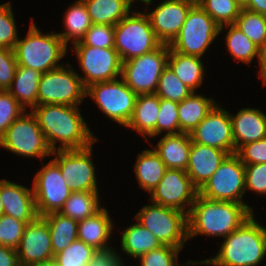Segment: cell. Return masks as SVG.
Returning <instances> with one entry per match:
<instances>
[{"instance_id": "1", "label": "cell", "mask_w": 266, "mask_h": 266, "mask_svg": "<svg viewBox=\"0 0 266 266\" xmlns=\"http://www.w3.org/2000/svg\"><path fill=\"white\" fill-rule=\"evenodd\" d=\"M30 110L52 151L84 149L99 140L87 126L78 106L42 104ZM58 142L61 144L57 148Z\"/></svg>"}, {"instance_id": "2", "label": "cell", "mask_w": 266, "mask_h": 266, "mask_svg": "<svg viewBox=\"0 0 266 266\" xmlns=\"http://www.w3.org/2000/svg\"><path fill=\"white\" fill-rule=\"evenodd\" d=\"M249 204L206 199L199 194L187 215L188 239L199 235L227 237L249 219Z\"/></svg>"}, {"instance_id": "3", "label": "cell", "mask_w": 266, "mask_h": 266, "mask_svg": "<svg viewBox=\"0 0 266 266\" xmlns=\"http://www.w3.org/2000/svg\"><path fill=\"white\" fill-rule=\"evenodd\" d=\"M254 215L223 238L215 256L198 265L258 266L266 256V227Z\"/></svg>"}, {"instance_id": "4", "label": "cell", "mask_w": 266, "mask_h": 266, "mask_svg": "<svg viewBox=\"0 0 266 266\" xmlns=\"http://www.w3.org/2000/svg\"><path fill=\"white\" fill-rule=\"evenodd\" d=\"M31 19L27 35L25 38L19 37L13 49L17 64L42 73L63 66L64 62L60 60L68 53L67 45L57 32H41Z\"/></svg>"}, {"instance_id": "5", "label": "cell", "mask_w": 266, "mask_h": 266, "mask_svg": "<svg viewBox=\"0 0 266 266\" xmlns=\"http://www.w3.org/2000/svg\"><path fill=\"white\" fill-rule=\"evenodd\" d=\"M114 48L122 62L157 49L162 42L156 37L148 15L131 11L115 26Z\"/></svg>"}, {"instance_id": "6", "label": "cell", "mask_w": 266, "mask_h": 266, "mask_svg": "<svg viewBox=\"0 0 266 266\" xmlns=\"http://www.w3.org/2000/svg\"><path fill=\"white\" fill-rule=\"evenodd\" d=\"M144 205L136 214L143 227L153 233L162 245L184 248L188 239L187 214L160 204Z\"/></svg>"}, {"instance_id": "7", "label": "cell", "mask_w": 266, "mask_h": 266, "mask_svg": "<svg viewBox=\"0 0 266 266\" xmlns=\"http://www.w3.org/2000/svg\"><path fill=\"white\" fill-rule=\"evenodd\" d=\"M0 147L23 158H39L42 165L44 158L53 152L36 117L27 110L4 132L0 138Z\"/></svg>"}, {"instance_id": "8", "label": "cell", "mask_w": 266, "mask_h": 266, "mask_svg": "<svg viewBox=\"0 0 266 266\" xmlns=\"http://www.w3.org/2000/svg\"><path fill=\"white\" fill-rule=\"evenodd\" d=\"M220 26L197 3L188 12L179 34L169 44L175 52L203 57L217 39Z\"/></svg>"}, {"instance_id": "9", "label": "cell", "mask_w": 266, "mask_h": 266, "mask_svg": "<svg viewBox=\"0 0 266 266\" xmlns=\"http://www.w3.org/2000/svg\"><path fill=\"white\" fill-rule=\"evenodd\" d=\"M42 74L37 105L64 104L79 106L86 98V87L71 64ZM84 99V100H83Z\"/></svg>"}, {"instance_id": "10", "label": "cell", "mask_w": 266, "mask_h": 266, "mask_svg": "<svg viewBox=\"0 0 266 266\" xmlns=\"http://www.w3.org/2000/svg\"><path fill=\"white\" fill-rule=\"evenodd\" d=\"M91 97L106 118L126 127L132 117L137 94L120 77L97 82L86 87V97Z\"/></svg>"}, {"instance_id": "11", "label": "cell", "mask_w": 266, "mask_h": 266, "mask_svg": "<svg viewBox=\"0 0 266 266\" xmlns=\"http://www.w3.org/2000/svg\"><path fill=\"white\" fill-rule=\"evenodd\" d=\"M169 44L122 63L121 78L137 94L155 93L167 67Z\"/></svg>"}, {"instance_id": "12", "label": "cell", "mask_w": 266, "mask_h": 266, "mask_svg": "<svg viewBox=\"0 0 266 266\" xmlns=\"http://www.w3.org/2000/svg\"><path fill=\"white\" fill-rule=\"evenodd\" d=\"M245 164L229 154L215 173L199 189V195L210 200L245 203Z\"/></svg>"}, {"instance_id": "13", "label": "cell", "mask_w": 266, "mask_h": 266, "mask_svg": "<svg viewBox=\"0 0 266 266\" xmlns=\"http://www.w3.org/2000/svg\"><path fill=\"white\" fill-rule=\"evenodd\" d=\"M80 76L85 87L97 82L111 81L121 77L122 60L115 48H99L83 45L80 41L73 44Z\"/></svg>"}, {"instance_id": "14", "label": "cell", "mask_w": 266, "mask_h": 266, "mask_svg": "<svg viewBox=\"0 0 266 266\" xmlns=\"http://www.w3.org/2000/svg\"><path fill=\"white\" fill-rule=\"evenodd\" d=\"M34 176L32 189L38 216L59 212L72 192L59 166L50 160Z\"/></svg>"}, {"instance_id": "15", "label": "cell", "mask_w": 266, "mask_h": 266, "mask_svg": "<svg viewBox=\"0 0 266 266\" xmlns=\"http://www.w3.org/2000/svg\"><path fill=\"white\" fill-rule=\"evenodd\" d=\"M93 145L79 150H57L52 160L59 166L61 174L74 191L98 192L95 165L92 161Z\"/></svg>"}, {"instance_id": "16", "label": "cell", "mask_w": 266, "mask_h": 266, "mask_svg": "<svg viewBox=\"0 0 266 266\" xmlns=\"http://www.w3.org/2000/svg\"><path fill=\"white\" fill-rule=\"evenodd\" d=\"M149 194L151 202L180 210L188 215L199 189L185 170L167 169L161 181ZM187 206L189 207L186 208Z\"/></svg>"}, {"instance_id": "17", "label": "cell", "mask_w": 266, "mask_h": 266, "mask_svg": "<svg viewBox=\"0 0 266 266\" xmlns=\"http://www.w3.org/2000/svg\"><path fill=\"white\" fill-rule=\"evenodd\" d=\"M192 142L236 153L230 113L216 104L206 117L190 132Z\"/></svg>"}, {"instance_id": "18", "label": "cell", "mask_w": 266, "mask_h": 266, "mask_svg": "<svg viewBox=\"0 0 266 266\" xmlns=\"http://www.w3.org/2000/svg\"><path fill=\"white\" fill-rule=\"evenodd\" d=\"M16 250L21 266H29L54 259L50 229L43 217L38 216L34 221L26 224L22 239Z\"/></svg>"}, {"instance_id": "19", "label": "cell", "mask_w": 266, "mask_h": 266, "mask_svg": "<svg viewBox=\"0 0 266 266\" xmlns=\"http://www.w3.org/2000/svg\"><path fill=\"white\" fill-rule=\"evenodd\" d=\"M162 1L146 14L156 37L163 44H170L179 34L188 12L197 2Z\"/></svg>"}, {"instance_id": "20", "label": "cell", "mask_w": 266, "mask_h": 266, "mask_svg": "<svg viewBox=\"0 0 266 266\" xmlns=\"http://www.w3.org/2000/svg\"><path fill=\"white\" fill-rule=\"evenodd\" d=\"M0 197L4 214L26 224L38 217L32 188L11 182L6 178L0 179Z\"/></svg>"}, {"instance_id": "21", "label": "cell", "mask_w": 266, "mask_h": 266, "mask_svg": "<svg viewBox=\"0 0 266 266\" xmlns=\"http://www.w3.org/2000/svg\"><path fill=\"white\" fill-rule=\"evenodd\" d=\"M228 155V152L221 149L192 142L186 173L200 189Z\"/></svg>"}, {"instance_id": "22", "label": "cell", "mask_w": 266, "mask_h": 266, "mask_svg": "<svg viewBox=\"0 0 266 266\" xmlns=\"http://www.w3.org/2000/svg\"><path fill=\"white\" fill-rule=\"evenodd\" d=\"M235 150L240 146L266 138V115L259 109L242 108L230 114Z\"/></svg>"}, {"instance_id": "23", "label": "cell", "mask_w": 266, "mask_h": 266, "mask_svg": "<svg viewBox=\"0 0 266 266\" xmlns=\"http://www.w3.org/2000/svg\"><path fill=\"white\" fill-rule=\"evenodd\" d=\"M107 208L103 207L95 215L78 221V239L96 250L110 248L109 240L113 234V224Z\"/></svg>"}, {"instance_id": "24", "label": "cell", "mask_w": 266, "mask_h": 266, "mask_svg": "<svg viewBox=\"0 0 266 266\" xmlns=\"http://www.w3.org/2000/svg\"><path fill=\"white\" fill-rule=\"evenodd\" d=\"M192 140L187 133L165 134L159 139L154 151L167 169H187Z\"/></svg>"}, {"instance_id": "25", "label": "cell", "mask_w": 266, "mask_h": 266, "mask_svg": "<svg viewBox=\"0 0 266 266\" xmlns=\"http://www.w3.org/2000/svg\"><path fill=\"white\" fill-rule=\"evenodd\" d=\"M159 109L160 98L155 93L137 95L132 117L125 128L133 129L150 142L148 137L156 136Z\"/></svg>"}, {"instance_id": "26", "label": "cell", "mask_w": 266, "mask_h": 266, "mask_svg": "<svg viewBox=\"0 0 266 266\" xmlns=\"http://www.w3.org/2000/svg\"><path fill=\"white\" fill-rule=\"evenodd\" d=\"M201 57L183 55L169 47L167 66L193 92L202 86L205 72Z\"/></svg>"}, {"instance_id": "27", "label": "cell", "mask_w": 266, "mask_h": 266, "mask_svg": "<svg viewBox=\"0 0 266 266\" xmlns=\"http://www.w3.org/2000/svg\"><path fill=\"white\" fill-rule=\"evenodd\" d=\"M217 104L212 97L192 92L178 103L180 133L190 134Z\"/></svg>"}, {"instance_id": "28", "label": "cell", "mask_w": 266, "mask_h": 266, "mask_svg": "<svg viewBox=\"0 0 266 266\" xmlns=\"http://www.w3.org/2000/svg\"><path fill=\"white\" fill-rule=\"evenodd\" d=\"M92 24L115 26L132 10V4L140 0H82Z\"/></svg>"}, {"instance_id": "29", "label": "cell", "mask_w": 266, "mask_h": 266, "mask_svg": "<svg viewBox=\"0 0 266 266\" xmlns=\"http://www.w3.org/2000/svg\"><path fill=\"white\" fill-rule=\"evenodd\" d=\"M42 72L19 66L7 90L26 110L37 106V95Z\"/></svg>"}, {"instance_id": "30", "label": "cell", "mask_w": 266, "mask_h": 266, "mask_svg": "<svg viewBox=\"0 0 266 266\" xmlns=\"http://www.w3.org/2000/svg\"><path fill=\"white\" fill-rule=\"evenodd\" d=\"M121 232V250L125 252L124 254L135 259L162 245L156 236L143 227L137 220L136 223L131 224Z\"/></svg>"}, {"instance_id": "31", "label": "cell", "mask_w": 266, "mask_h": 266, "mask_svg": "<svg viewBox=\"0 0 266 266\" xmlns=\"http://www.w3.org/2000/svg\"><path fill=\"white\" fill-rule=\"evenodd\" d=\"M166 170V165L153 149L141 151L134 165L135 177L140 188L149 193L161 181Z\"/></svg>"}, {"instance_id": "32", "label": "cell", "mask_w": 266, "mask_h": 266, "mask_svg": "<svg viewBox=\"0 0 266 266\" xmlns=\"http://www.w3.org/2000/svg\"><path fill=\"white\" fill-rule=\"evenodd\" d=\"M43 218L50 229L53 254L63 251L78 239V221L62 215L60 212L49 213Z\"/></svg>"}, {"instance_id": "33", "label": "cell", "mask_w": 266, "mask_h": 266, "mask_svg": "<svg viewBox=\"0 0 266 266\" xmlns=\"http://www.w3.org/2000/svg\"><path fill=\"white\" fill-rule=\"evenodd\" d=\"M63 22L65 31L57 34L67 46L70 40L73 44L80 41L92 26L91 18L82 0H76L68 7Z\"/></svg>"}, {"instance_id": "34", "label": "cell", "mask_w": 266, "mask_h": 266, "mask_svg": "<svg viewBox=\"0 0 266 266\" xmlns=\"http://www.w3.org/2000/svg\"><path fill=\"white\" fill-rule=\"evenodd\" d=\"M227 28V29H224ZM227 32H226V31ZM226 32L225 45L231 57L237 62L251 64L252 60L259 59L260 48L252 42L235 24L224 25L219 29V34Z\"/></svg>"}, {"instance_id": "35", "label": "cell", "mask_w": 266, "mask_h": 266, "mask_svg": "<svg viewBox=\"0 0 266 266\" xmlns=\"http://www.w3.org/2000/svg\"><path fill=\"white\" fill-rule=\"evenodd\" d=\"M102 208L99 192L74 191L70 193L59 212L66 217L81 221L95 215Z\"/></svg>"}, {"instance_id": "36", "label": "cell", "mask_w": 266, "mask_h": 266, "mask_svg": "<svg viewBox=\"0 0 266 266\" xmlns=\"http://www.w3.org/2000/svg\"><path fill=\"white\" fill-rule=\"evenodd\" d=\"M234 24L259 48L266 43V15L241 9Z\"/></svg>"}, {"instance_id": "37", "label": "cell", "mask_w": 266, "mask_h": 266, "mask_svg": "<svg viewBox=\"0 0 266 266\" xmlns=\"http://www.w3.org/2000/svg\"><path fill=\"white\" fill-rule=\"evenodd\" d=\"M197 3L220 27L234 24L242 9L234 0H198Z\"/></svg>"}, {"instance_id": "38", "label": "cell", "mask_w": 266, "mask_h": 266, "mask_svg": "<svg viewBox=\"0 0 266 266\" xmlns=\"http://www.w3.org/2000/svg\"><path fill=\"white\" fill-rule=\"evenodd\" d=\"M193 91L185 85L167 66L159 78V83L155 94L159 98L180 103L186 99Z\"/></svg>"}, {"instance_id": "39", "label": "cell", "mask_w": 266, "mask_h": 266, "mask_svg": "<svg viewBox=\"0 0 266 266\" xmlns=\"http://www.w3.org/2000/svg\"><path fill=\"white\" fill-rule=\"evenodd\" d=\"M95 251L92 246L76 239L63 251L55 254L53 260L58 266H87Z\"/></svg>"}, {"instance_id": "40", "label": "cell", "mask_w": 266, "mask_h": 266, "mask_svg": "<svg viewBox=\"0 0 266 266\" xmlns=\"http://www.w3.org/2000/svg\"><path fill=\"white\" fill-rule=\"evenodd\" d=\"M180 248L170 245H161L159 248L151 250L140 256V266H190L197 265L199 261L188 260L184 264H178Z\"/></svg>"}, {"instance_id": "41", "label": "cell", "mask_w": 266, "mask_h": 266, "mask_svg": "<svg viewBox=\"0 0 266 266\" xmlns=\"http://www.w3.org/2000/svg\"><path fill=\"white\" fill-rule=\"evenodd\" d=\"M165 134L180 133L178 102L160 98V109L156 121V137Z\"/></svg>"}, {"instance_id": "42", "label": "cell", "mask_w": 266, "mask_h": 266, "mask_svg": "<svg viewBox=\"0 0 266 266\" xmlns=\"http://www.w3.org/2000/svg\"><path fill=\"white\" fill-rule=\"evenodd\" d=\"M18 39L11 2L0 4V47L13 50Z\"/></svg>"}, {"instance_id": "43", "label": "cell", "mask_w": 266, "mask_h": 266, "mask_svg": "<svg viewBox=\"0 0 266 266\" xmlns=\"http://www.w3.org/2000/svg\"><path fill=\"white\" fill-rule=\"evenodd\" d=\"M26 223L3 214L0 216V245L17 249L22 239Z\"/></svg>"}, {"instance_id": "44", "label": "cell", "mask_w": 266, "mask_h": 266, "mask_svg": "<svg viewBox=\"0 0 266 266\" xmlns=\"http://www.w3.org/2000/svg\"><path fill=\"white\" fill-rule=\"evenodd\" d=\"M26 109L7 91L0 90V138Z\"/></svg>"}, {"instance_id": "45", "label": "cell", "mask_w": 266, "mask_h": 266, "mask_svg": "<svg viewBox=\"0 0 266 266\" xmlns=\"http://www.w3.org/2000/svg\"><path fill=\"white\" fill-rule=\"evenodd\" d=\"M114 36V26L107 24H92L80 42L83 45L92 47L114 48Z\"/></svg>"}, {"instance_id": "46", "label": "cell", "mask_w": 266, "mask_h": 266, "mask_svg": "<svg viewBox=\"0 0 266 266\" xmlns=\"http://www.w3.org/2000/svg\"><path fill=\"white\" fill-rule=\"evenodd\" d=\"M245 189L266 195V163L245 164Z\"/></svg>"}, {"instance_id": "47", "label": "cell", "mask_w": 266, "mask_h": 266, "mask_svg": "<svg viewBox=\"0 0 266 266\" xmlns=\"http://www.w3.org/2000/svg\"><path fill=\"white\" fill-rule=\"evenodd\" d=\"M235 154L244 164L266 163V138L240 146Z\"/></svg>"}, {"instance_id": "48", "label": "cell", "mask_w": 266, "mask_h": 266, "mask_svg": "<svg viewBox=\"0 0 266 266\" xmlns=\"http://www.w3.org/2000/svg\"><path fill=\"white\" fill-rule=\"evenodd\" d=\"M18 67L14 51L0 47V90H8Z\"/></svg>"}, {"instance_id": "49", "label": "cell", "mask_w": 266, "mask_h": 266, "mask_svg": "<svg viewBox=\"0 0 266 266\" xmlns=\"http://www.w3.org/2000/svg\"><path fill=\"white\" fill-rule=\"evenodd\" d=\"M115 250L117 249L112 246L108 249L96 250L87 266H123L124 260Z\"/></svg>"}, {"instance_id": "50", "label": "cell", "mask_w": 266, "mask_h": 266, "mask_svg": "<svg viewBox=\"0 0 266 266\" xmlns=\"http://www.w3.org/2000/svg\"><path fill=\"white\" fill-rule=\"evenodd\" d=\"M0 266H21L17 250L0 245Z\"/></svg>"}, {"instance_id": "51", "label": "cell", "mask_w": 266, "mask_h": 266, "mask_svg": "<svg viewBox=\"0 0 266 266\" xmlns=\"http://www.w3.org/2000/svg\"><path fill=\"white\" fill-rule=\"evenodd\" d=\"M258 64L260 67L258 77L262 78L263 84L266 85V43L260 48Z\"/></svg>"}, {"instance_id": "52", "label": "cell", "mask_w": 266, "mask_h": 266, "mask_svg": "<svg viewBox=\"0 0 266 266\" xmlns=\"http://www.w3.org/2000/svg\"><path fill=\"white\" fill-rule=\"evenodd\" d=\"M245 9L266 15V0H249Z\"/></svg>"}, {"instance_id": "53", "label": "cell", "mask_w": 266, "mask_h": 266, "mask_svg": "<svg viewBox=\"0 0 266 266\" xmlns=\"http://www.w3.org/2000/svg\"><path fill=\"white\" fill-rule=\"evenodd\" d=\"M165 1H181V2H198V0H165ZM140 2L147 5L146 11L149 9V4H152V0H140Z\"/></svg>"}, {"instance_id": "54", "label": "cell", "mask_w": 266, "mask_h": 266, "mask_svg": "<svg viewBox=\"0 0 266 266\" xmlns=\"http://www.w3.org/2000/svg\"><path fill=\"white\" fill-rule=\"evenodd\" d=\"M29 266H58L54 260H50L47 262L35 263Z\"/></svg>"}, {"instance_id": "55", "label": "cell", "mask_w": 266, "mask_h": 266, "mask_svg": "<svg viewBox=\"0 0 266 266\" xmlns=\"http://www.w3.org/2000/svg\"><path fill=\"white\" fill-rule=\"evenodd\" d=\"M242 9L248 6L249 0H234Z\"/></svg>"}, {"instance_id": "56", "label": "cell", "mask_w": 266, "mask_h": 266, "mask_svg": "<svg viewBox=\"0 0 266 266\" xmlns=\"http://www.w3.org/2000/svg\"><path fill=\"white\" fill-rule=\"evenodd\" d=\"M4 214V210H3V204L1 201V197H0V216Z\"/></svg>"}]
</instances>
